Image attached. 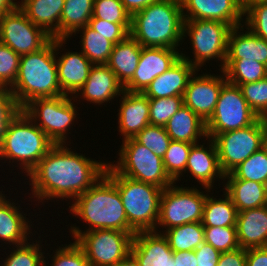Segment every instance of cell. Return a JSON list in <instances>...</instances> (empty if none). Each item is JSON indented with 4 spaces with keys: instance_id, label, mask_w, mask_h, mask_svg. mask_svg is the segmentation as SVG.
<instances>
[{
    "instance_id": "1",
    "label": "cell",
    "mask_w": 267,
    "mask_h": 266,
    "mask_svg": "<svg viewBox=\"0 0 267 266\" xmlns=\"http://www.w3.org/2000/svg\"><path fill=\"white\" fill-rule=\"evenodd\" d=\"M77 145L76 143L74 147L70 144H54L24 179L28 180L26 185H29V189L27 192L25 187V191L21 193H26L21 195L28 193V198L24 200L30 199L28 202L31 201L30 203L36 206L33 207V211L37 206L44 207L46 202V206L55 201H58V204L63 201V205L68 201L69 205L71 200L84 193L105 175L108 159L101 161L92 159L91 156L85 155L86 153H78L75 150Z\"/></svg>"
},
{
    "instance_id": "2",
    "label": "cell",
    "mask_w": 267,
    "mask_h": 266,
    "mask_svg": "<svg viewBox=\"0 0 267 266\" xmlns=\"http://www.w3.org/2000/svg\"><path fill=\"white\" fill-rule=\"evenodd\" d=\"M82 223H87L85 230H81L76 223L67 226L71 241L81 233L98 230L113 229L124 232H136L127 221V216L121 201L117 186L104 175L92 187L80 194L66 210ZM74 214V215H73ZM77 216V217H76Z\"/></svg>"
},
{
    "instance_id": "3",
    "label": "cell",
    "mask_w": 267,
    "mask_h": 266,
    "mask_svg": "<svg viewBox=\"0 0 267 266\" xmlns=\"http://www.w3.org/2000/svg\"><path fill=\"white\" fill-rule=\"evenodd\" d=\"M184 21L180 0H160L131 15L129 35L143 47L182 49Z\"/></svg>"
},
{
    "instance_id": "4",
    "label": "cell",
    "mask_w": 267,
    "mask_h": 266,
    "mask_svg": "<svg viewBox=\"0 0 267 266\" xmlns=\"http://www.w3.org/2000/svg\"><path fill=\"white\" fill-rule=\"evenodd\" d=\"M53 145L47 135L21 110L10 122L0 144V167L4 168L3 165L7 163L6 167L8 165L12 168L8 169L10 173L15 167V170L19 168L21 174L18 172V175H21L23 181L22 176L26 178Z\"/></svg>"
},
{
    "instance_id": "5",
    "label": "cell",
    "mask_w": 267,
    "mask_h": 266,
    "mask_svg": "<svg viewBox=\"0 0 267 266\" xmlns=\"http://www.w3.org/2000/svg\"><path fill=\"white\" fill-rule=\"evenodd\" d=\"M9 89L21 108L36 98L64 95L58 82L55 38L39 51L20 56L17 79Z\"/></svg>"
},
{
    "instance_id": "6",
    "label": "cell",
    "mask_w": 267,
    "mask_h": 266,
    "mask_svg": "<svg viewBox=\"0 0 267 266\" xmlns=\"http://www.w3.org/2000/svg\"><path fill=\"white\" fill-rule=\"evenodd\" d=\"M105 175L117 186L128 224L136 231H155L163 189L118 174L109 164Z\"/></svg>"
},
{
    "instance_id": "7",
    "label": "cell",
    "mask_w": 267,
    "mask_h": 266,
    "mask_svg": "<svg viewBox=\"0 0 267 266\" xmlns=\"http://www.w3.org/2000/svg\"><path fill=\"white\" fill-rule=\"evenodd\" d=\"M184 20L183 41L189 37L192 54L186 55L182 48L181 58L199 70L204 68L206 63L211 62L210 65H213L212 61L215 59L216 64L219 63L218 71L222 70L227 56L228 35L232 27L216 20Z\"/></svg>"
},
{
    "instance_id": "8",
    "label": "cell",
    "mask_w": 267,
    "mask_h": 266,
    "mask_svg": "<svg viewBox=\"0 0 267 266\" xmlns=\"http://www.w3.org/2000/svg\"><path fill=\"white\" fill-rule=\"evenodd\" d=\"M78 105L73 96L60 95L33 99L22 110L54 144H72L70 129L79 123Z\"/></svg>"
},
{
    "instance_id": "9",
    "label": "cell",
    "mask_w": 267,
    "mask_h": 266,
    "mask_svg": "<svg viewBox=\"0 0 267 266\" xmlns=\"http://www.w3.org/2000/svg\"><path fill=\"white\" fill-rule=\"evenodd\" d=\"M190 185L192 187L183 184L179 186L175 182L163 189L155 232L163 234L167 229L176 226L202 222L204 203L212 189Z\"/></svg>"
},
{
    "instance_id": "10",
    "label": "cell",
    "mask_w": 267,
    "mask_h": 266,
    "mask_svg": "<svg viewBox=\"0 0 267 266\" xmlns=\"http://www.w3.org/2000/svg\"><path fill=\"white\" fill-rule=\"evenodd\" d=\"M116 160L108 164L120 175L150 183L162 189L175 183L166 173L163 158L155 155L134 138L121 141Z\"/></svg>"
},
{
    "instance_id": "11",
    "label": "cell",
    "mask_w": 267,
    "mask_h": 266,
    "mask_svg": "<svg viewBox=\"0 0 267 266\" xmlns=\"http://www.w3.org/2000/svg\"><path fill=\"white\" fill-rule=\"evenodd\" d=\"M267 119L258 118L248 127L217 134L213 140L217 147L220 169L230 173L240 163L263 147Z\"/></svg>"
},
{
    "instance_id": "12",
    "label": "cell",
    "mask_w": 267,
    "mask_h": 266,
    "mask_svg": "<svg viewBox=\"0 0 267 266\" xmlns=\"http://www.w3.org/2000/svg\"><path fill=\"white\" fill-rule=\"evenodd\" d=\"M258 118L246 102L241 88L226 82L213 114L205 122L207 137L213 139L217 134L248 127Z\"/></svg>"
},
{
    "instance_id": "13",
    "label": "cell",
    "mask_w": 267,
    "mask_h": 266,
    "mask_svg": "<svg viewBox=\"0 0 267 266\" xmlns=\"http://www.w3.org/2000/svg\"><path fill=\"white\" fill-rule=\"evenodd\" d=\"M136 233L98 229L83 232L74 241L84 251L91 266H115L130 253Z\"/></svg>"
},
{
    "instance_id": "14",
    "label": "cell",
    "mask_w": 267,
    "mask_h": 266,
    "mask_svg": "<svg viewBox=\"0 0 267 266\" xmlns=\"http://www.w3.org/2000/svg\"><path fill=\"white\" fill-rule=\"evenodd\" d=\"M53 38L19 9L0 15V42L17 54L34 53Z\"/></svg>"
},
{
    "instance_id": "15",
    "label": "cell",
    "mask_w": 267,
    "mask_h": 266,
    "mask_svg": "<svg viewBox=\"0 0 267 266\" xmlns=\"http://www.w3.org/2000/svg\"><path fill=\"white\" fill-rule=\"evenodd\" d=\"M197 69L189 79L183 95L184 105L206 122L214 112L222 86L227 82L223 70L204 73ZM219 73V74H218Z\"/></svg>"
},
{
    "instance_id": "16",
    "label": "cell",
    "mask_w": 267,
    "mask_h": 266,
    "mask_svg": "<svg viewBox=\"0 0 267 266\" xmlns=\"http://www.w3.org/2000/svg\"><path fill=\"white\" fill-rule=\"evenodd\" d=\"M188 172L191 174L192 183L193 179L197 182L196 186L200 185V187L202 186L212 190H218V188L223 187L220 185L224 183L225 174L220 169L217 147L212 138L207 137L204 139V143L201 141L192 145L185 172L175 182L178 183L181 179H184L183 184L187 182L189 176ZM184 174H186V176ZM185 177H187V179H185ZM217 181L219 184L218 188L216 187Z\"/></svg>"
},
{
    "instance_id": "17",
    "label": "cell",
    "mask_w": 267,
    "mask_h": 266,
    "mask_svg": "<svg viewBox=\"0 0 267 266\" xmlns=\"http://www.w3.org/2000/svg\"><path fill=\"white\" fill-rule=\"evenodd\" d=\"M2 186L3 185L0 187V243H2L0 248H4V246L9 247V245H22L28 242L34 235L36 237V233H38L35 231L37 225L34 224V221L29 219L30 217H26L27 212L22 210L25 209V207L23 208L20 206L21 203L19 200L14 199L15 197H7Z\"/></svg>"
},
{
    "instance_id": "18",
    "label": "cell",
    "mask_w": 267,
    "mask_h": 266,
    "mask_svg": "<svg viewBox=\"0 0 267 266\" xmlns=\"http://www.w3.org/2000/svg\"><path fill=\"white\" fill-rule=\"evenodd\" d=\"M69 41L55 38V54L61 91L64 95L74 96L85 84L93 64L80 50L73 51L69 47L67 50L65 44Z\"/></svg>"
},
{
    "instance_id": "19",
    "label": "cell",
    "mask_w": 267,
    "mask_h": 266,
    "mask_svg": "<svg viewBox=\"0 0 267 266\" xmlns=\"http://www.w3.org/2000/svg\"><path fill=\"white\" fill-rule=\"evenodd\" d=\"M180 57L181 49L142 46L138 66L124 90L143 93L157 76L171 68Z\"/></svg>"
},
{
    "instance_id": "20",
    "label": "cell",
    "mask_w": 267,
    "mask_h": 266,
    "mask_svg": "<svg viewBox=\"0 0 267 266\" xmlns=\"http://www.w3.org/2000/svg\"><path fill=\"white\" fill-rule=\"evenodd\" d=\"M123 92L124 86L118 81L116 75L106 64H101L91 67L85 84L73 98L78 104L85 100L84 102L89 105L92 103L100 108L104 106L107 108L106 104L108 102L112 104L113 101L114 105V101L117 102Z\"/></svg>"
},
{
    "instance_id": "21",
    "label": "cell",
    "mask_w": 267,
    "mask_h": 266,
    "mask_svg": "<svg viewBox=\"0 0 267 266\" xmlns=\"http://www.w3.org/2000/svg\"><path fill=\"white\" fill-rule=\"evenodd\" d=\"M184 19L216 20L232 28L244 24L241 0H180Z\"/></svg>"
},
{
    "instance_id": "22",
    "label": "cell",
    "mask_w": 267,
    "mask_h": 266,
    "mask_svg": "<svg viewBox=\"0 0 267 266\" xmlns=\"http://www.w3.org/2000/svg\"><path fill=\"white\" fill-rule=\"evenodd\" d=\"M117 131L122 136V141L134 138L141 130L150 124L149 100L141 92H128L124 90L118 99Z\"/></svg>"
},
{
    "instance_id": "23",
    "label": "cell",
    "mask_w": 267,
    "mask_h": 266,
    "mask_svg": "<svg viewBox=\"0 0 267 266\" xmlns=\"http://www.w3.org/2000/svg\"><path fill=\"white\" fill-rule=\"evenodd\" d=\"M130 253L140 266H176L167 238L155 231L137 232Z\"/></svg>"
},
{
    "instance_id": "24",
    "label": "cell",
    "mask_w": 267,
    "mask_h": 266,
    "mask_svg": "<svg viewBox=\"0 0 267 266\" xmlns=\"http://www.w3.org/2000/svg\"><path fill=\"white\" fill-rule=\"evenodd\" d=\"M196 70L180 57L171 68L157 76L143 93L148 99L183 96L189 79Z\"/></svg>"
},
{
    "instance_id": "25",
    "label": "cell",
    "mask_w": 267,
    "mask_h": 266,
    "mask_svg": "<svg viewBox=\"0 0 267 266\" xmlns=\"http://www.w3.org/2000/svg\"><path fill=\"white\" fill-rule=\"evenodd\" d=\"M226 60H255L267 66V41L244 24L236 26L228 35Z\"/></svg>"
},
{
    "instance_id": "26",
    "label": "cell",
    "mask_w": 267,
    "mask_h": 266,
    "mask_svg": "<svg viewBox=\"0 0 267 266\" xmlns=\"http://www.w3.org/2000/svg\"><path fill=\"white\" fill-rule=\"evenodd\" d=\"M236 232L243 249L267 246V205L238 212Z\"/></svg>"
},
{
    "instance_id": "27",
    "label": "cell",
    "mask_w": 267,
    "mask_h": 266,
    "mask_svg": "<svg viewBox=\"0 0 267 266\" xmlns=\"http://www.w3.org/2000/svg\"><path fill=\"white\" fill-rule=\"evenodd\" d=\"M238 212L267 205V185L237 179L231 172L225 174L222 184Z\"/></svg>"
},
{
    "instance_id": "28",
    "label": "cell",
    "mask_w": 267,
    "mask_h": 266,
    "mask_svg": "<svg viewBox=\"0 0 267 266\" xmlns=\"http://www.w3.org/2000/svg\"><path fill=\"white\" fill-rule=\"evenodd\" d=\"M64 3L65 0H19L18 8L52 38H59Z\"/></svg>"
},
{
    "instance_id": "29",
    "label": "cell",
    "mask_w": 267,
    "mask_h": 266,
    "mask_svg": "<svg viewBox=\"0 0 267 266\" xmlns=\"http://www.w3.org/2000/svg\"><path fill=\"white\" fill-rule=\"evenodd\" d=\"M172 141L199 143L207 138L205 122L183 105L164 126Z\"/></svg>"
},
{
    "instance_id": "30",
    "label": "cell",
    "mask_w": 267,
    "mask_h": 266,
    "mask_svg": "<svg viewBox=\"0 0 267 266\" xmlns=\"http://www.w3.org/2000/svg\"><path fill=\"white\" fill-rule=\"evenodd\" d=\"M142 46L130 35L114 45L106 64L125 86L133 77L141 55Z\"/></svg>"
},
{
    "instance_id": "31",
    "label": "cell",
    "mask_w": 267,
    "mask_h": 266,
    "mask_svg": "<svg viewBox=\"0 0 267 266\" xmlns=\"http://www.w3.org/2000/svg\"><path fill=\"white\" fill-rule=\"evenodd\" d=\"M212 192L207 194L204 203L202 225L204 227H236L238 210L231 198L224 190L221 196L218 194L219 189L215 190V193L214 190ZM213 194H218V196L214 195L217 198H214Z\"/></svg>"
},
{
    "instance_id": "32",
    "label": "cell",
    "mask_w": 267,
    "mask_h": 266,
    "mask_svg": "<svg viewBox=\"0 0 267 266\" xmlns=\"http://www.w3.org/2000/svg\"><path fill=\"white\" fill-rule=\"evenodd\" d=\"M38 239L35 237H32L28 242L18 245V246H9L7 250V247L0 249V251L4 252L3 257L1 256L0 266H44V257L45 252H48V249L51 247L52 249H55V246L52 247V244H48L45 240V244H42L41 241V235L38 234ZM35 241H34V240ZM48 245V248H44V246ZM44 245V246H43ZM50 246V247H49ZM12 248V249H11ZM42 248L45 250H42ZM8 252H7V251Z\"/></svg>"
},
{
    "instance_id": "33",
    "label": "cell",
    "mask_w": 267,
    "mask_h": 266,
    "mask_svg": "<svg viewBox=\"0 0 267 266\" xmlns=\"http://www.w3.org/2000/svg\"><path fill=\"white\" fill-rule=\"evenodd\" d=\"M94 0H65L60 17L59 38L72 40V35L87 26L93 15Z\"/></svg>"
},
{
    "instance_id": "34",
    "label": "cell",
    "mask_w": 267,
    "mask_h": 266,
    "mask_svg": "<svg viewBox=\"0 0 267 266\" xmlns=\"http://www.w3.org/2000/svg\"><path fill=\"white\" fill-rule=\"evenodd\" d=\"M80 34V51L90 60L93 65L107 64L114 43L97 33L91 27L84 26L78 29L72 36Z\"/></svg>"
},
{
    "instance_id": "35",
    "label": "cell",
    "mask_w": 267,
    "mask_h": 266,
    "mask_svg": "<svg viewBox=\"0 0 267 266\" xmlns=\"http://www.w3.org/2000/svg\"><path fill=\"white\" fill-rule=\"evenodd\" d=\"M163 235L173 252L194 251L204 242V226L202 222L186 223L167 229Z\"/></svg>"
},
{
    "instance_id": "36",
    "label": "cell",
    "mask_w": 267,
    "mask_h": 266,
    "mask_svg": "<svg viewBox=\"0 0 267 266\" xmlns=\"http://www.w3.org/2000/svg\"><path fill=\"white\" fill-rule=\"evenodd\" d=\"M227 82L240 86L267 76V66L255 60H226L222 69Z\"/></svg>"
},
{
    "instance_id": "37",
    "label": "cell",
    "mask_w": 267,
    "mask_h": 266,
    "mask_svg": "<svg viewBox=\"0 0 267 266\" xmlns=\"http://www.w3.org/2000/svg\"><path fill=\"white\" fill-rule=\"evenodd\" d=\"M231 173L242 180L267 185V153L262 147L240 163Z\"/></svg>"
},
{
    "instance_id": "38",
    "label": "cell",
    "mask_w": 267,
    "mask_h": 266,
    "mask_svg": "<svg viewBox=\"0 0 267 266\" xmlns=\"http://www.w3.org/2000/svg\"><path fill=\"white\" fill-rule=\"evenodd\" d=\"M56 244L57 248L52 250L51 255L49 252L45 253L44 266H91L84 251L75 241H70L69 244L66 242V244L55 243L54 245L56 246Z\"/></svg>"
},
{
    "instance_id": "39",
    "label": "cell",
    "mask_w": 267,
    "mask_h": 266,
    "mask_svg": "<svg viewBox=\"0 0 267 266\" xmlns=\"http://www.w3.org/2000/svg\"><path fill=\"white\" fill-rule=\"evenodd\" d=\"M192 145L187 142L171 140L168 146L163 163L166 173L174 182L185 172Z\"/></svg>"
},
{
    "instance_id": "40",
    "label": "cell",
    "mask_w": 267,
    "mask_h": 266,
    "mask_svg": "<svg viewBox=\"0 0 267 266\" xmlns=\"http://www.w3.org/2000/svg\"><path fill=\"white\" fill-rule=\"evenodd\" d=\"M148 100L150 124L163 127L184 105L183 96H171L168 98H154Z\"/></svg>"
},
{
    "instance_id": "41",
    "label": "cell",
    "mask_w": 267,
    "mask_h": 266,
    "mask_svg": "<svg viewBox=\"0 0 267 266\" xmlns=\"http://www.w3.org/2000/svg\"><path fill=\"white\" fill-rule=\"evenodd\" d=\"M134 139L161 158L165 156L171 142V138L167 134L165 127L151 124L141 130Z\"/></svg>"
},
{
    "instance_id": "42",
    "label": "cell",
    "mask_w": 267,
    "mask_h": 266,
    "mask_svg": "<svg viewBox=\"0 0 267 266\" xmlns=\"http://www.w3.org/2000/svg\"><path fill=\"white\" fill-rule=\"evenodd\" d=\"M91 19H102L115 24H131V15L120 0H94Z\"/></svg>"
},
{
    "instance_id": "43",
    "label": "cell",
    "mask_w": 267,
    "mask_h": 266,
    "mask_svg": "<svg viewBox=\"0 0 267 266\" xmlns=\"http://www.w3.org/2000/svg\"><path fill=\"white\" fill-rule=\"evenodd\" d=\"M251 110L259 117L267 119V76L259 81L239 86Z\"/></svg>"
},
{
    "instance_id": "44",
    "label": "cell",
    "mask_w": 267,
    "mask_h": 266,
    "mask_svg": "<svg viewBox=\"0 0 267 266\" xmlns=\"http://www.w3.org/2000/svg\"><path fill=\"white\" fill-rule=\"evenodd\" d=\"M204 242L220 253L239 248L236 227H204Z\"/></svg>"
},
{
    "instance_id": "45",
    "label": "cell",
    "mask_w": 267,
    "mask_h": 266,
    "mask_svg": "<svg viewBox=\"0 0 267 266\" xmlns=\"http://www.w3.org/2000/svg\"><path fill=\"white\" fill-rule=\"evenodd\" d=\"M20 55L0 42V86L10 88L17 79Z\"/></svg>"
},
{
    "instance_id": "46",
    "label": "cell",
    "mask_w": 267,
    "mask_h": 266,
    "mask_svg": "<svg viewBox=\"0 0 267 266\" xmlns=\"http://www.w3.org/2000/svg\"><path fill=\"white\" fill-rule=\"evenodd\" d=\"M244 25L267 41V2H257L244 11Z\"/></svg>"
},
{
    "instance_id": "47",
    "label": "cell",
    "mask_w": 267,
    "mask_h": 266,
    "mask_svg": "<svg viewBox=\"0 0 267 266\" xmlns=\"http://www.w3.org/2000/svg\"><path fill=\"white\" fill-rule=\"evenodd\" d=\"M22 108L17 103L8 87L0 86V144L7 132L10 122Z\"/></svg>"
},
{
    "instance_id": "48",
    "label": "cell",
    "mask_w": 267,
    "mask_h": 266,
    "mask_svg": "<svg viewBox=\"0 0 267 266\" xmlns=\"http://www.w3.org/2000/svg\"><path fill=\"white\" fill-rule=\"evenodd\" d=\"M88 26L114 44L123 41L131 28V24H115L102 19H90Z\"/></svg>"
},
{
    "instance_id": "49",
    "label": "cell",
    "mask_w": 267,
    "mask_h": 266,
    "mask_svg": "<svg viewBox=\"0 0 267 266\" xmlns=\"http://www.w3.org/2000/svg\"><path fill=\"white\" fill-rule=\"evenodd\" d=\"M194 252L197 258V266H217L221 254L211 244L206 242H203Z\"/></svg>"
},
{
    "instance_id": "50",
    "label": "cell",
    "mask_w": 267,
    "mask_h": 266,
    "mask_svg": "<svg viewBox=\"0 0 267 266\" xmlns=\"http://www.w3.org/2000/svg\"><path fill=\"white\" fill-rule=\"evenodd\" d=\"M217 266H246V249L239 247L221 253Z\"/></svg>"
},
{
    "instance_id": "51",
    "label": "cell",
    "mask_w": 267,
    "mask_h": 266,
    "mask_svg": "<svg viewBox=\"0 0 267 266\" xmlns=\"http://www.w3.org/2000/svg\"><path fill=\"white\" fill-rule=\"evenodd\" d=\"M246 266H267V246L246 249Z\"/></svg>"
},
{
    "instance_id": "52",
    "label": "cell",
    "mask_w": 267,
    "mask_h": 266,
    "mask_svg": "<svg viewBox=\"0 0 267 266\" xmlns=\"http://www.w3.org/2000/svg\"><path fill=\"white\" fill-rule=\"evenodd\" d=\"M173 260L176 266H197V258L194 251L173 252Z\"/></svg>"
},
{
    "instance_id": "53",
    "label": "cell",
    "mask_w": 267,
    "mask_h": 266,
    "mask_svg": "<svg viewBox=\"0 0 267 266\" xmlns=\"http://www.w3.org/2000/svg\"><path fill=\"white\" fill-rule=\"evenodd\" d=\"M125 9L133 15L135 12L140 11L148 5L158 2L160 0H120Z\"/></svg>"
},
{
    "instance_id": "54",
    "label": "cell",
    "mask_w": 267,
    "mask_h": 266,
    "mask_svg": "<svg viewBox=\"0 0 267 266\" xmlns=\"http://www.w3.org/2000/svg\"><path fill=\"white\" fill-rule=\"evenodd\" d=\"M18 5L19 0H0V15L15 10L18 8Z\"/></svg>"
},
{
    "instance_id": "55",
    "label": "cell",
    "mask_w": 267,
    "mask_h": 266,
    "mask_svg": "<svg viewBox=\"0 0 267 266\" xmlns=\"http://www.w3.org/2000/svg\"><path fill=\"white\" fill-rule=\"evenodd\" d=\"M115 266H140L136 258L129 253L124 259L119 261Z\"/></svg>"
},
{
    "instance_id": "56",
    "label": "cell",
    "mask_w": 267,
    "mask_h": 266,
    "mask_svg": "<svg viewBox=\"0 0 267 266\" xmlns=\"http://www.w3.org/2000/svg\"><path fill=\"white\" fill-rule=\"evenodd\" d=\"M257 2H267V0H241L242 7L244 11L252 4Z\"/></svg>"
},
{
    "instance_id": "57",
    "label": "cell",
    "mask_w": 267,
    "mask_h": 266,
    "mask_svg": "<svg viewBox=\"0 0 267 266\" xmlns=\"http://www.w3.org/2000/svg\"><path fill=\"white\" fill-rule=\"evenodd\" d=\"M263 148L267 153V131L265 132L264 139H263Z\"/></svg>"
}]
</instances>
